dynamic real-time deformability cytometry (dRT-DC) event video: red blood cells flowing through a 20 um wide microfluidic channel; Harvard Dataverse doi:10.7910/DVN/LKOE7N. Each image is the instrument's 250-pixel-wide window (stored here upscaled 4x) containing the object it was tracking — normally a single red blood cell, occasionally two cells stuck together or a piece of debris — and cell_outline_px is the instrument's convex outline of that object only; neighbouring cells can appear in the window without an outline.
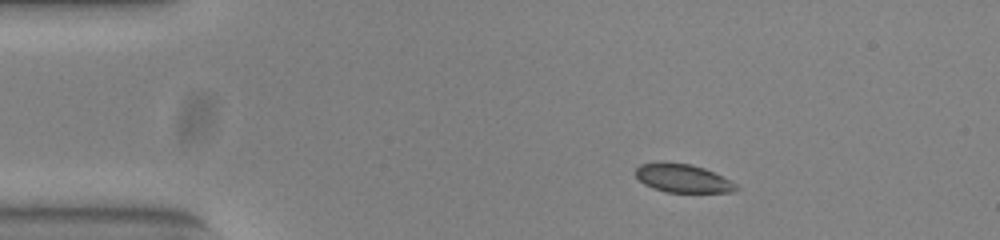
{"species": "common noctule bat (a hibernating species)", "species_latin": "Nyctalus noctula", "temperature_condition": "warm", "stored_images_in_passage": 45, "camera_frame_rate_fps": 3000, "um_per_image_px": 0.085, "animal": {"sex": "female", "body_mass_g": 23.0, "forearm_length_mm": 53.4}, "frame": {"image": 1, "passage_image": 1, "time_ms": 0.0, "image_size_px": [1000, 240], "cell_outline_px": [[740, 188], [736, 192], [668, 192], [652, 188], [644, 184], [636, 176], [636, 168], [640, 164], [692, 164], [704, 168], [732, 180]], "centroid_in_image_um": [58.12, 15.19], "position_along_channel_um": 26.9, "area_um2": 16.3}}
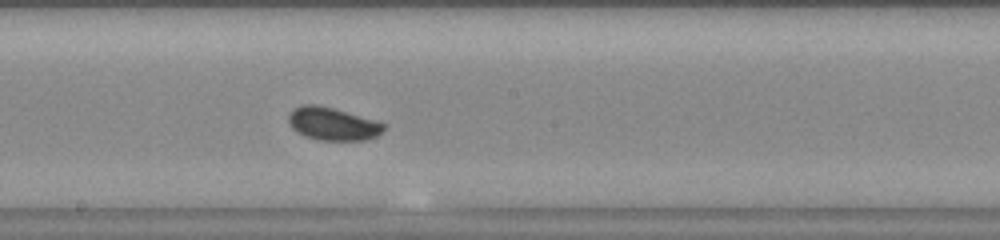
{"frame": {"image": 2, "passage_image": 21, "time_ms": 6.667, "image_size_px": [1000, 240], "cell_outline_px": [[388, 124], [376, 136], [364, 140], [316, 140], [304, 136], [296, 132], [288, 124], [288, 112], [300, 104], [316, 104], [332, 108]], "centroid_in_image_um": [28.21, 10.52], "position_along_channel_um": 220.0, "area_um2": 18.32}}
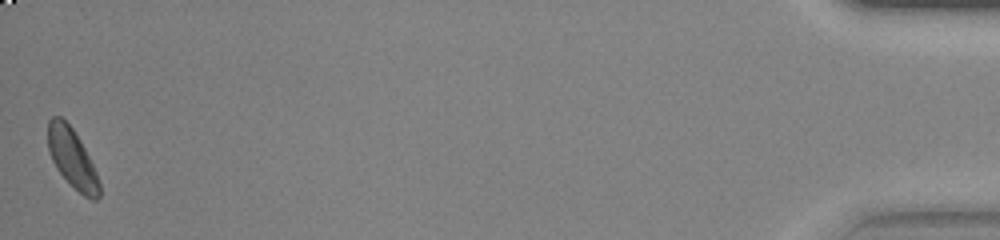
{"frame": {"image": 3, "passage_image": 45, "time_ms": 14.667, "image_size_px": [1000, 240], "cell_outline_px": [[100, 196], [96, 200], [92, 200], [84, 196], [56, 168], [48, 152], [48, 120], [52, 116], [60, 116], [72, 128], [80, 140], [96, 172], [100, 184]], "centroid_in_image_um": [6.12, 13.44], "position_along_channel_um": 429.1, "area_um2": 17.4}, "authors_computed_cell_mechanics": {"area_um2": 17.8602, "velocity_mm_per_s": 3.8507, "shape_relaxation_time_tau1_ms": 1.6513, "shape_relaxation_time_tau2_ms": null, "deformation_change_tau1": 0.0562, "deformation_change_tau2": null}}